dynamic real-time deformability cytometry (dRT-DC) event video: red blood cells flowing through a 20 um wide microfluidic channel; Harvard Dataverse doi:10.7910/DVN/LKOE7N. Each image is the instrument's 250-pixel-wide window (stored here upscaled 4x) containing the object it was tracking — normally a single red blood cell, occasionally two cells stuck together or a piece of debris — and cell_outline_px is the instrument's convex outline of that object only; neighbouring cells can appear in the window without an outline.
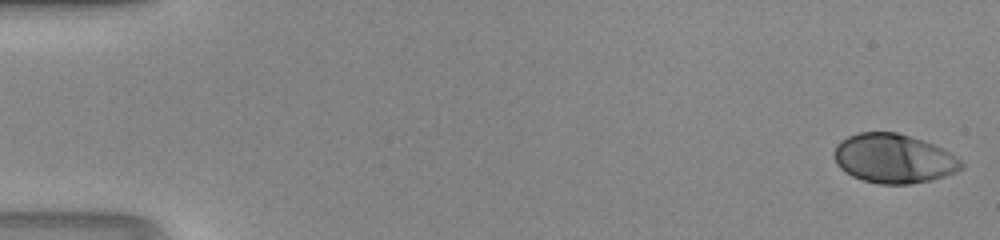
{"species": "human", "species_latin": "Homo sapiens", "temperature_condition": "room temperature", "stored_images_in_passage": 46, "camera_frame_rate_fps": 3000, "um_per_image_px": 0.085, "donor": {"sex": "male"}, "frame": {"image": 1, "passage_image": 1, "time_ms": 0.0, "image_size_px": [1000, 240], "cell_outline_px": [[964, 168], [956, 172], [944, 176], [912, 184], [880, 184], [864, 180], [852, 176], [844, 172], [836, 164], [836, 144], [840, 140], [848, 136], [860, 132], [896, 132], [944, 148], [960, 160], [964, 164]], "centroid_in_image_um": [75.97, 13.48], "position_along_channel_um": 9.0, "area_um2": 36.24}}
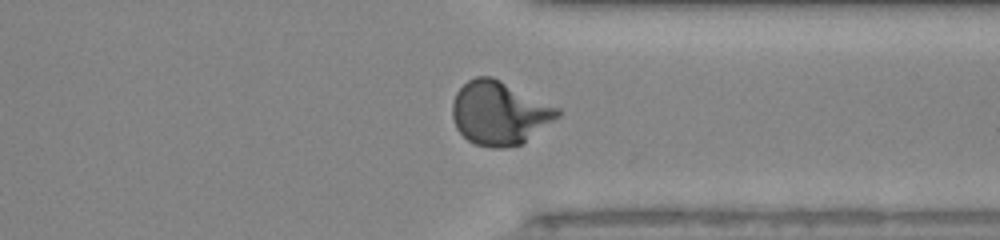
{"frame": {"image": 2, "passage_image": 37, "time_ms": 12.0, "image_size_px": [1000, 240], "cell_outline_px": [[560, 116], [520, 144], [504, 148], [492, 148], [476, 144], [468, 140], [456, 128], [452, 116], [452, 100], [456, 92], [468, 80], [476, 76], [492, 76], [560, 108]], "centroid_in_image_um": [42.42, 9.59], "position_along_channel_um": 369.0, "area_um2": 38.78}}
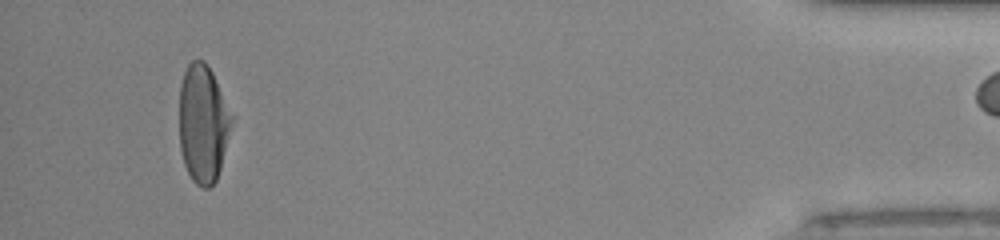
{"frame": {"image": 3, "passage_image": 45, "time_ms": 14.667, "image_size_px": [1000, 240], "cell_outline_px": [[232, 120], [220, 168], [216, 180], [208, 188], [204, 188], [196, 184], [192, 180], [184, 164], [180, 148], [180, 84], [184, 72], [188, 64], [192, 60], [204, 60], [212, 72], [232, 116]], "centroid_in_image_um": [17.23, 10.5], "position_along_channel_um": 418.0, "area_um2": 35.43}}